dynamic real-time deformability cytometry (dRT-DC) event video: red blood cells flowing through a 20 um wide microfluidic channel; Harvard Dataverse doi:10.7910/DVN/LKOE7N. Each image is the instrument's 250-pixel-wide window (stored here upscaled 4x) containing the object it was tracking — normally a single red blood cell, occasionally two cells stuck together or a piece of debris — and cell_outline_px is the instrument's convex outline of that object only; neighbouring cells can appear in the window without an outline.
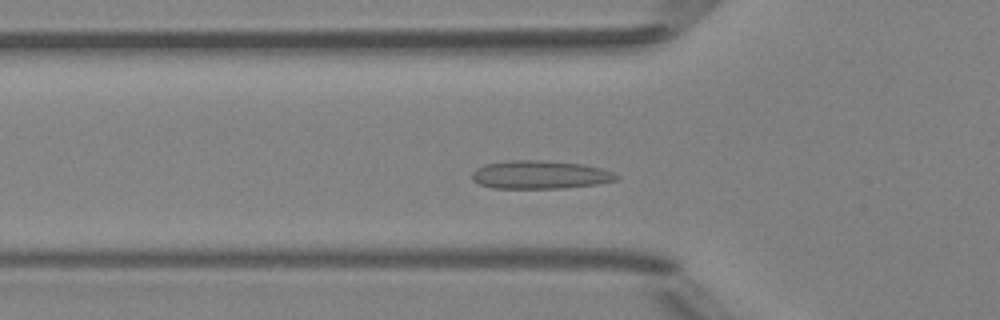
{"species": "Egyptian fruit bat (a non-hibernating species)", "species_latin": "Rousettus aegyptiacus", "temperature_condition": "room temperature", "stored_images_in_passage": 47, "segment_of_instrument_passage": [1, 2], "camera_frame_rate_fps": 3000, "um_per_image_px": 0.085, "animal": {"sex": "female"}, "frame": {"image": 1, "passage_image": 13, "time_ms": 4.0, "image_size_px": [1000, 320], "cell_outline_px": [[620, 176], [616, 180], [596, 184], [564, 188], [492, 188], [480, 184], [472, 180], [472, 172], [476, 168], [484, 164], [508, 160], [540, 160], [584, 164], [600, 168], [612, 172]], "centroid_in_image_um": [45.87, 14.85], "position_along_channel_um": 79.9, "area_um2": 23.81}}
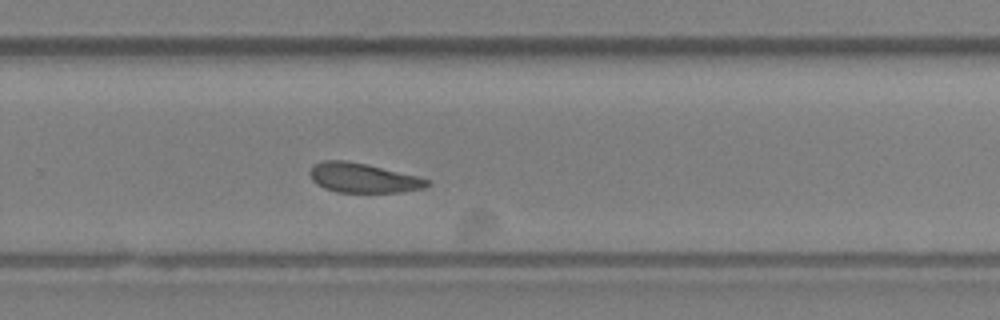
{"frame": {"image": 2, "passage_image": 29, "time_ms": 9.333, "image_size_px": [1000, 320], "cell_outline_px": [[432, 184], [424, 188], [400, 192], [336, 192], [324, 188], [316, 184], [312, 180], [308, 172], [312, 164], [324, 160], [344, 160], [364, 164], [416, 176], [432, 180]], "centroid_in_image_um": [30.83, 15.13], "position_along_channel_um": 299.0, "area_um2": 20.17}}
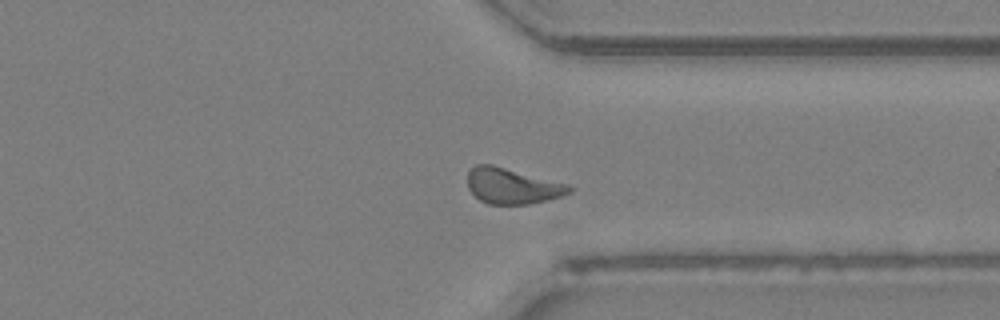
{"frame": {"image": 3, "passage_image": 34, "time_ms": 11.0, "image_size_px": [1000, 320], "cell_outline_px": [[572, 192], [564, 196], [528, 204], [488, 204], [480, 200], [468, 188], [468, 172], [476, 164], [492, 164], [568, 184], [572, 188]], "centroid_in_image_um": [43.55, 15.81], "position_along_channel_um": 367.8, "area_um2": 21.1}}